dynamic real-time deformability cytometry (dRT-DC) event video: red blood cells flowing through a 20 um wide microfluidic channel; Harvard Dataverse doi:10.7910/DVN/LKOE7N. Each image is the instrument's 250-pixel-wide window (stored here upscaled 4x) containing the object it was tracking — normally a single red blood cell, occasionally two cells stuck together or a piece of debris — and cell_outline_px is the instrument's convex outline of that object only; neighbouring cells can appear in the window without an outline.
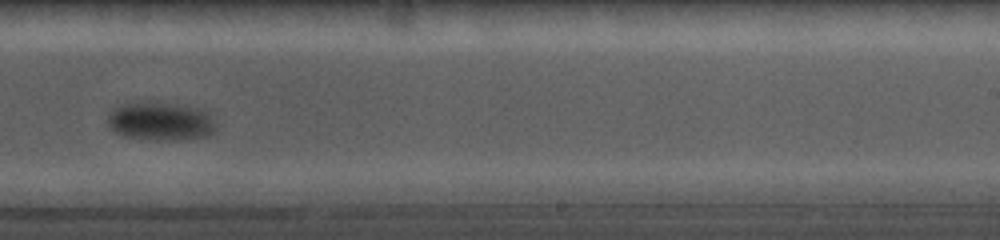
{"species": "common noctule bat (a hibernating species)", "species_latin": "Nyctalus noctula", "temperature_condition": "cold", "stored_images_in_passage": 24, "camera_frame_rate_fps": 5000, "um_per_image_px": 0.085, "animal": {"sex": "female", "body_mass_g": 19.0, "forearm_length_mm": 56.7}, "frame": {"image": 1, "passage_image": 17, "time_ms": 7.0, "image_size_px": [1000, 240], "cell_outline_px": [[220, 124], [216, 132], [208, 136], [184, 140], [156, 140], [124, 136], [116, 132], [108, 124], [108, 116], [120, 104], [140, 100], [148, 100], [180, 104], [200, 108], [208, 112]], "centroid_in_image_um": [13.75, 10.29], "position_along_channel_um": 275.2, "area_um2": 25.2}}
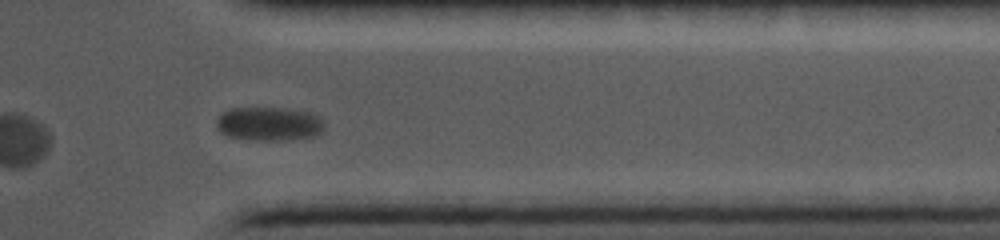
{"frame": {"image": 2, "passage_image": 21, "time_ms": 10.2, "image_size_px": [1000, 240], "cell_outline_px": [[324, 132], [312, 136], [288, 140], [244, 140], [224, 136], [216, 128], [216, 120], [224, 112], [232, 108], [284, 108], [312, 112], [320, 116], [324, 120]], "centroid_in_image_um": [22.88, 10.54], "position_along_channel_um": 388.5, "area_um2": 21.73}}
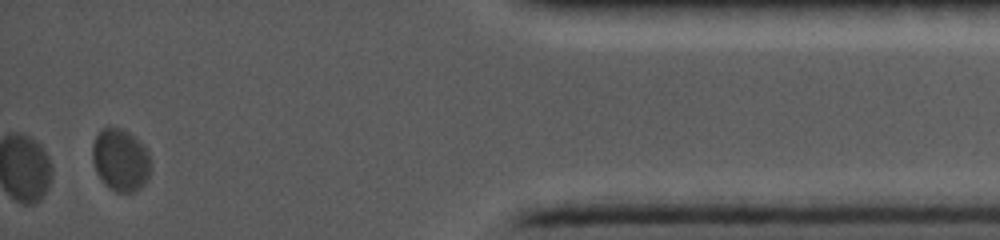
{"frame": {"image": 3, "passage_image": 24, "time_ms": 12.4, "image_size_px": [1000, 240], "cell_outline_px": [[152, 168], [148, 180], [140, 188], [132, 192], [116, 192], [104, 184], [96, 172], [92, 160], [92, 144], [100, 128], [120, 128], [128, 132], [144, 144], [148, 152], [152, 164]], "centroid_in_image_um": [10.26, 13.61], "position_along_channel_um": 424.9, "area_um2": 21.56}, "authors_computed_cell_mechanics": {"area_um2": 25.6054, "velocity_mm_per_s": 3.4922, "shape_relaxation_time_tau1_ms": 1.7029, "shape_relaxation_time_tau2_ms": null, "deformation_change_tau1": 0.0289, "deformation_change_tau2": null}}